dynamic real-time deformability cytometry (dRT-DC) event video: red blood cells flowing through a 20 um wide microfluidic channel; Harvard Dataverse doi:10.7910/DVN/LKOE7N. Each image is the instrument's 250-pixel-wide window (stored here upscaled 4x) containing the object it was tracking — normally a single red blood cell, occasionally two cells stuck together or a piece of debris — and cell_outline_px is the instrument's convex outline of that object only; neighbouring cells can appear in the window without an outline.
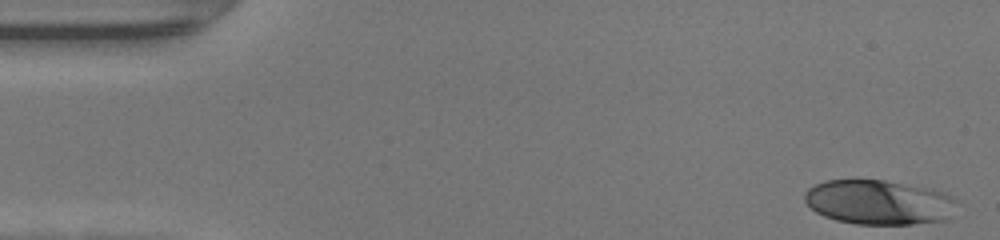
{"species": "human", "species_latin": "Homo sapiens", "temperature_condition": "warm", "stored_images_in_passage": 38, "camera_frame_rate_fps": 3000, "um_per_image_px": 0.085, "donor": {"sex": "female"}, "frame": {"image": 1, "passage_image": 1, "time_ms": 0.0, "image_size_px": [1000, 240], "cell_outline_px": [[960, 200], [952, 216], [948, 220], [912, 224], [856, 224], [836, 220], [824, 216], [816, 212], [804, 200], [804, 192], [808, 188], [824, 180], [884, 180], [932, 188], [944, 192]], "centroid_in_image_um": [74.77, 17.19], "position_along_channel_um": 10.2, "area_um2": 40.17}}
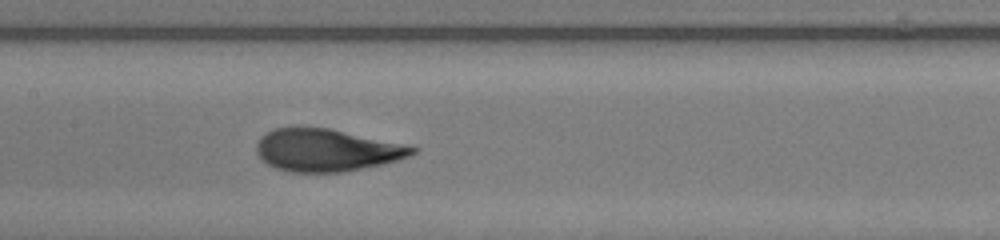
{"frame": {"image": 2, "passage_image": 22, "time_ms": 7.0, "image_size_px": [1000, 240], "cell_outline_px": [[420, 148], [416, 152], [408, 156], [384, 164], [364, 168], [340, 172], [288, 172], [276, 168], [268, 164], [256, 152], [256, 144], [260, 136], [272, 128], [328, 128], [404, 144]], "centroid_in_image_um": [27.75, 12.77], "position_along_channel_um": 179.7, "area_um2": 38.26}}
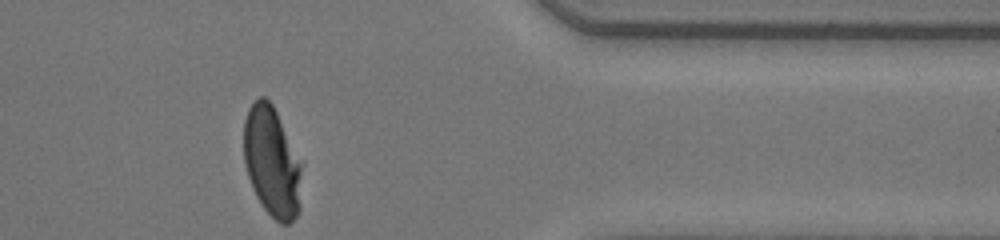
{"frame": {"image": 3, "passage_image": 38, "time_ms": 12.333, "image_size_px": [1000, 240], "cell_outline_px": [[300, 208], [296, 216], [288, 224], [280, 224], [264, 208], [256, 196], [252, 188], [244, 164], [244, 120], [248, 108], [260, 96], [264, 96], [272, 104], [276, 112], [300, 164]], "centroid_in_image_um": [23.07, 13.78], "position_along_channel_um": 388.3, "area_um2": 36.41}, "authors_computed_cell_mechanics": {"area_um2": 38.6104, "velocity_mm_per_s": 4.3277, "shape_relaxation_time_tau1_ms": 4.183, "shape_relaxation_time_tau2_ms": null, "deformation_change_tau1": 0.2387, "deformation_change_tau2": null}}